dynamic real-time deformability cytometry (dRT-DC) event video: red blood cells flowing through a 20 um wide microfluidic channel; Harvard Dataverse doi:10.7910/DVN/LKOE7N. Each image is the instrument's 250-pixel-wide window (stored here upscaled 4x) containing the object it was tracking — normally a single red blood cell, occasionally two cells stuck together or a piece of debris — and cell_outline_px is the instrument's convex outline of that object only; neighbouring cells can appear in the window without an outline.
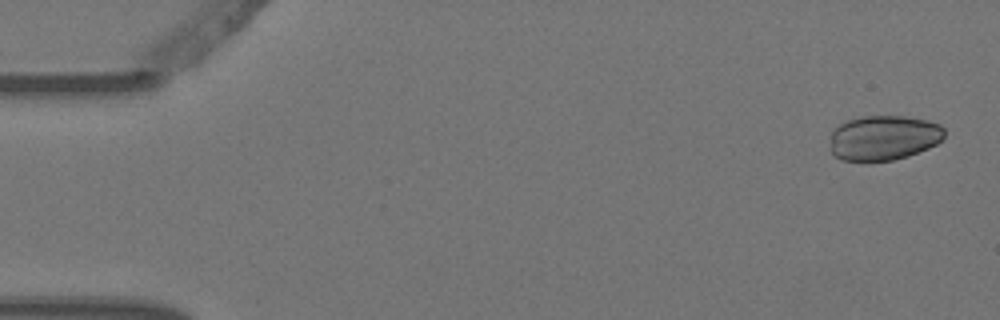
{"species": "Egyptian fruit bat (a non-hibernating species)", "species_latin": "Rousettus aegyptiacus", "temperature_condition": "warm", "stored_images_in_passage": 5, "camera_frame_rate_fps": 3000, "um_per_image_px": 0.085, "animal": {"sex": "female"}, "frame": {"image": 1, "passage_image": 1, "time_ms": 0.0, "image_size_px": [1000, 320], "cell_outline_px": [[944, 136], [936, 144], [928, 148], [908, 156], [892, 160], [840, 160], [832, 152], [832, 132], [840, 124], [848, 120], [860, 116], [904, 116], [928, 120], [940, 124], [944, 128]], "centroid_in_image_um": [75.15, 11.69], "position_along_channel_um": 9.9, "area_um2": 29.65}}
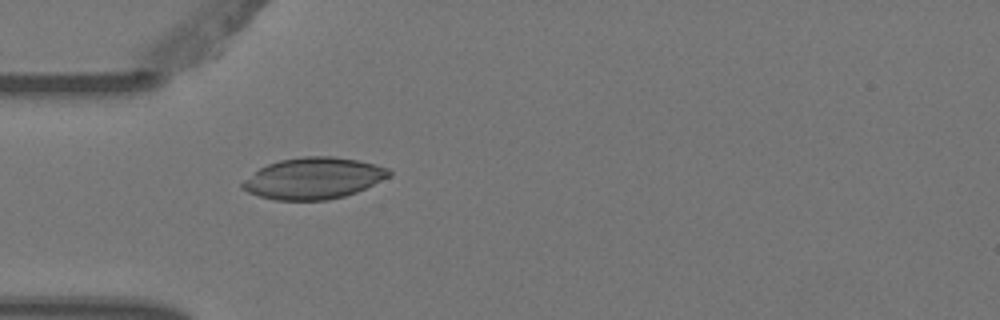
{"frame": {"image": 2, "passage_image": 5, "time_ms": 1.333, "image_size_px": [1000, 320], "cell_outline_px": [[392, 176], [356, 192], [344, 196], [328, 200], [276, 200], [260, 196], [248, 192], [240, 188], [240, 184], [244, 180], [260, 168], [268, 164], [280, 160], [304, 156], [332, 156], [356, 160], [388, 168], [392, 172]], "centroid_in_image_um": [26.65, 15.16], "position_along_channel_um": 58.4, "area_um2": 35.2}}